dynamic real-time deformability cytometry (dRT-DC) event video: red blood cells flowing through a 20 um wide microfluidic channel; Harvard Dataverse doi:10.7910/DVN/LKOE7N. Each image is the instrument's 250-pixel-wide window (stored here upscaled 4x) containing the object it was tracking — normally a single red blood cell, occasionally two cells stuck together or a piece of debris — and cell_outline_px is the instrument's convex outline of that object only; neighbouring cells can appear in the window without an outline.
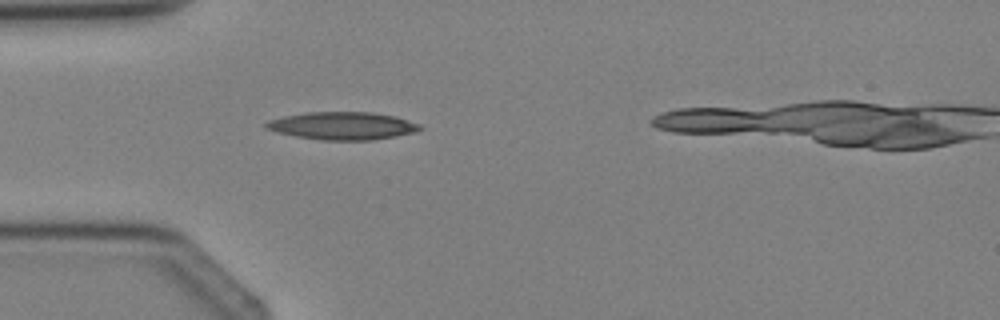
{"species": "Egyptian fruit bat (a non-hibernating species)", "species_latin": "Rousettus aegyptiacus", "temperature_condition": "cold", "stored_images_in_passage": 4, "camera_frame_rate_fps": 3000, "um_per_image_px": 0.085, "animal": {"sex": "female"}, "frame": {"image": 1, "passage_image": 3, "time_ms": 2.333, "image_size_px": [1000, 320], "cell_outline_px": [[424, 128], [416, 132], [396, 136], [372, 140], [320, 140], [296, 136], [276, 132], [264, 128], [264, 124], [268, 120], [284, 116], [304, 112], [372, 112], [396, 116], [420, 124]], "centroid_in_image_um": [29.11, 10.69], "position_along_channel_um": 55.9, "area_um2": 25.09}}